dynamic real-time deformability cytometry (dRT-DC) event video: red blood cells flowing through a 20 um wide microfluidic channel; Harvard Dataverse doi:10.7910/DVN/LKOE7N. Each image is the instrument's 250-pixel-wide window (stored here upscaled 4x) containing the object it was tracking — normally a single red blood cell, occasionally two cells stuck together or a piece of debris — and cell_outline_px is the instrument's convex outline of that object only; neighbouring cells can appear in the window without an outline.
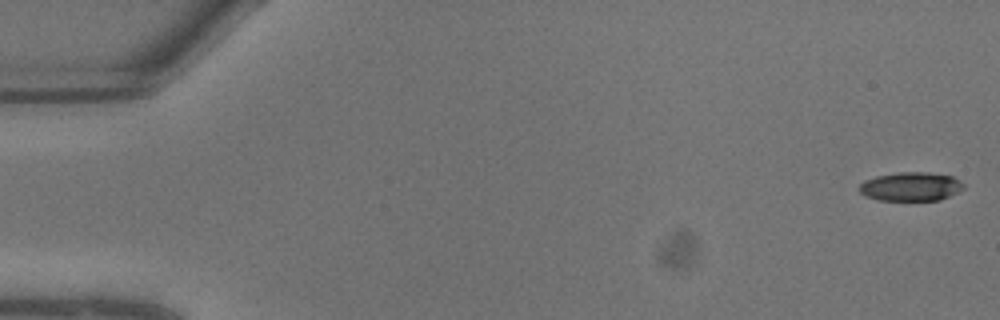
{"species": "common noctule bat (a hibernating species)", "species_latin": "Nyctalus noctula", "temperature_condition": "warm", "stored_images_in_passage": 10, "camera_frame_rate_fps": 3000, "um_per_image_px": 0.085, "animal": {"sex": "male", "body_mass_g": 13.3}, "frame": {"image": 1, "passage_image": 1, "time_ms": 0.0, "image_size_px": [1000, 320], "cell_outline_px": [[964, 188], [940, 200], [876, 200], [864, 196], [860, 192], [860, 184], [864, 180], [876, 176], [900, 172], [928, 172], [952, 176], [960, 180], [964, 184]], "centroid_in_image_um": [77.4, 15.85], "position_along_channel_um": 7.6, "area_um2": 17.51}}
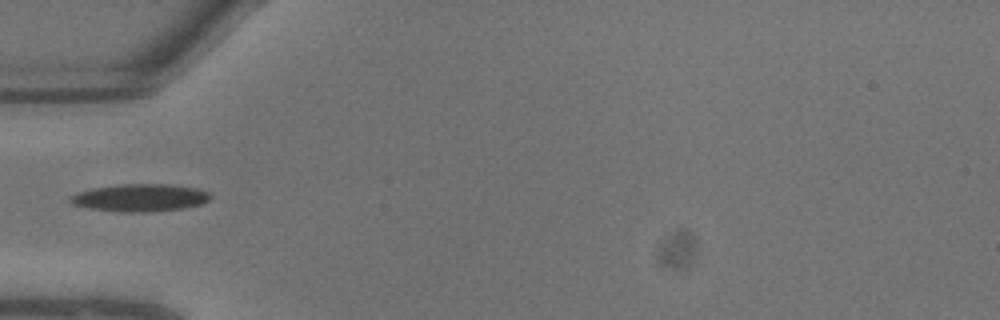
{"frame": {"image": 2, "passage_image": 8, "time_ms": 2.333, "image_size_px": [1000, 320], "cell_outline_px": [[212, 196], [204, 204], [184, 208], [148, 212], [116, 212], [88, 208], [72, 204], [68, 200], [68, 196], [76, 192], [96, 188], [120, 184], [168, 184], [196, 188], [208, 192]], "centroid_in_image_um": [11.88, 16.81], "position_along_channel_um": 73.1, "area_um2": 22.66}}
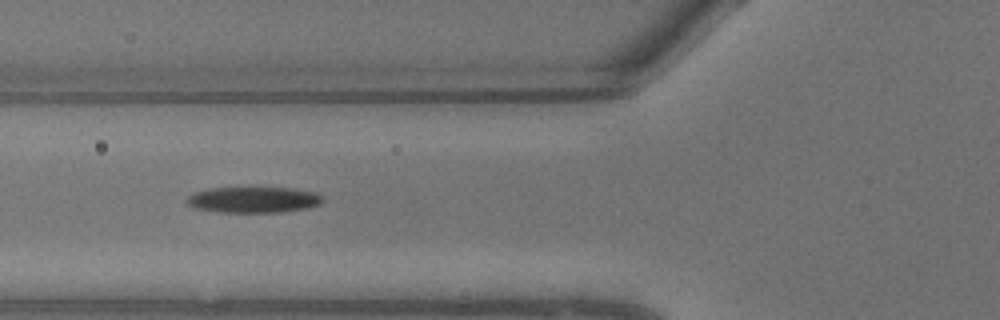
{"frame": {"image": 3, "passage_image": 9, "time_ms": 2.667, "image_size_px": [1000, 320], "cell_outline_px": [[324, 200], [320, 204], [304, 208], [280, 212], [220, 212], [192, 208], [188, 204], [188, 196], [196, 192], [208, 188], [292, 188], [316, 192]], "centroid_in_image_um": [21.53, 16.98], "position_along_channel_um": 104.3, "area_um2": 20.35}}